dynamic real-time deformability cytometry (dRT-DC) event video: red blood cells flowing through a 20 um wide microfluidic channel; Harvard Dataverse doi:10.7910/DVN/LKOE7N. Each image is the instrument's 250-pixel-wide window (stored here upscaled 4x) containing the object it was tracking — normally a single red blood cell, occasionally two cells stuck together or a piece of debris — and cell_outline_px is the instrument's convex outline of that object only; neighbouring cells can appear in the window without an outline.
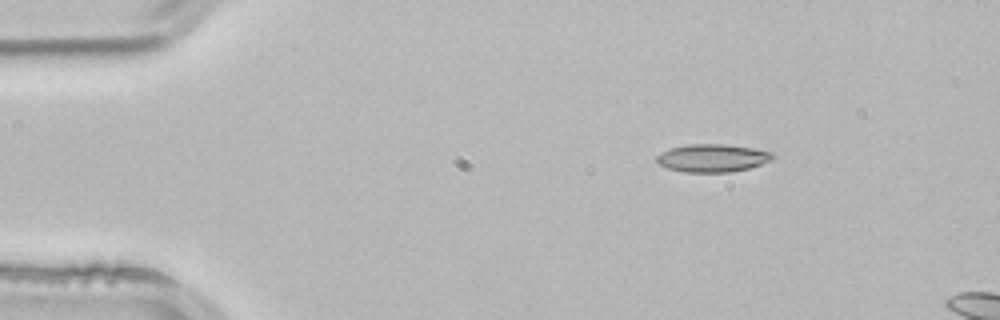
{"species": "common noctule bat (a hibernating species)", "species_latin": "Nyctalus noctula", "temperature_condition": "room temperature", "stored_images_in_passage": 2, "camera_frame_rate_fps": 3000, "um_per_image_px": 0.085, "animal": {"sex": "male", "body_mass_g": 21.5, "forearm_length_mm": 52.0}, "frame": {"image": 1, "passage_image": 1, "time_ms": 0.0, "image_size_px": [1000, 320], "cell_outline_px": [[776, 156], [772, 160], [748, 168], [728, 172], [684, 172], [668, 168], [656, 164], [656, 156], [660, 152], [672, 148], [688, 144], [724, 144], [752, 148], [772, 152]], "centroid_in_image_um": [60.53, 13.43], "position_along_channel_um": 24.5, "area_um2": 18.84}}